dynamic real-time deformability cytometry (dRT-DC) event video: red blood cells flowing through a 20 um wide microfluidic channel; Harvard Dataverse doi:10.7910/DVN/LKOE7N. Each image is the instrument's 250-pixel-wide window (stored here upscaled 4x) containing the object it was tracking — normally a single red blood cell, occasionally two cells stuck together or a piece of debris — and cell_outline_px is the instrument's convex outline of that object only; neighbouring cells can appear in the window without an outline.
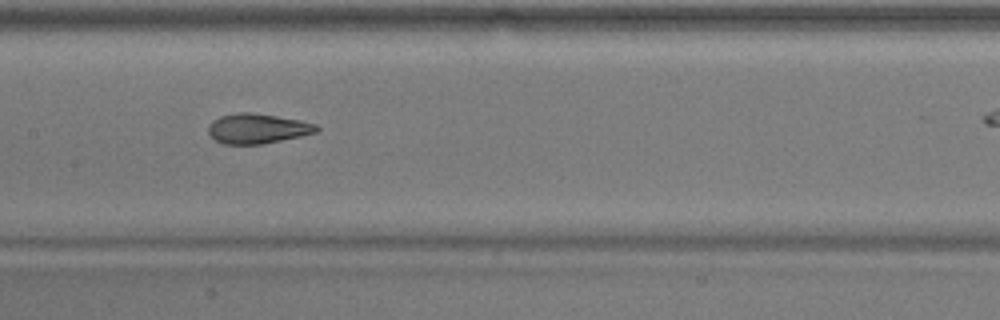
{"species": "common noctule bat (a hibernating species)", "species_latin": "Nyctalus noctula", "temperature_condition": "warm", "stored_images_in_passage": 40, "camera_frame_rate_fps": 3000, "um_per_image_px": 0.085, "animal": {"sex": "male", "body_mass_g": 17.9}, "frame": {"image": 1, "passage_image": 19, "time_ms": 6.0, "image_size_px": [1000, 320], "cell_outline_px": [[320, 128], [316, 132], [300, 136], [260, 144], [224, 144], [216, 140], [208, 132], [208, 124], [212, 120], [220, 116], [240, 112], [252, 112], [300, 120], [316, 124]], "centroid_in_image_um": [21.86, 10.92], "position_along_channel_um": 185.5, "area_um2": 18.73}}
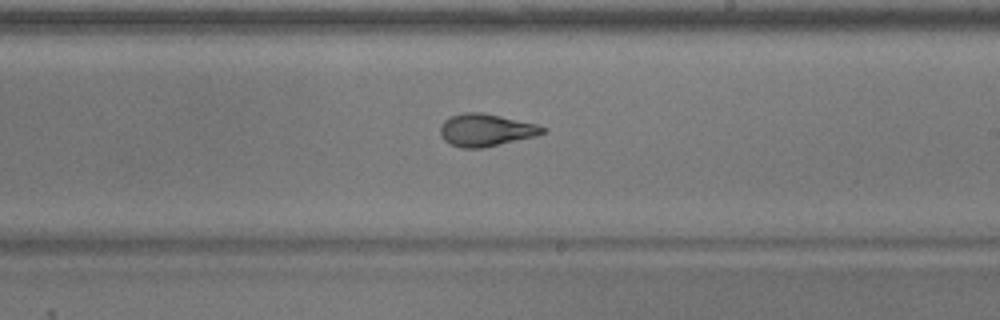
{"frame": {"image": 2, "passage_image": 24, "time_ms": 7.667, "image_size_px": [1000, 320], "cell_outline_px": [[548, 128], [544, 132], [536, 136], [480, 148], [464, 148], [452, 144], [444, 140], [440, 136], [440, 128], [444, 120], [452, 116], [464, 112], [480, 112], [500, 116], [536, 124]], "centroid_in_image_um": [41.29, 11.05], "position_along_channel_um": 247.7, "area_um2": 19.07}, "authors_computed_cell_mechanics": {"area_um2": 19.074, "velocity_mm_per_s": 3.7373, "shape_relaxation_time_tau1_ms": 5.587, "shape_relaxation_time_tau2_ms": 1.4816, "deformation_change_tau1": 0.1835, "deformation_change_tau2": 0.0832}}